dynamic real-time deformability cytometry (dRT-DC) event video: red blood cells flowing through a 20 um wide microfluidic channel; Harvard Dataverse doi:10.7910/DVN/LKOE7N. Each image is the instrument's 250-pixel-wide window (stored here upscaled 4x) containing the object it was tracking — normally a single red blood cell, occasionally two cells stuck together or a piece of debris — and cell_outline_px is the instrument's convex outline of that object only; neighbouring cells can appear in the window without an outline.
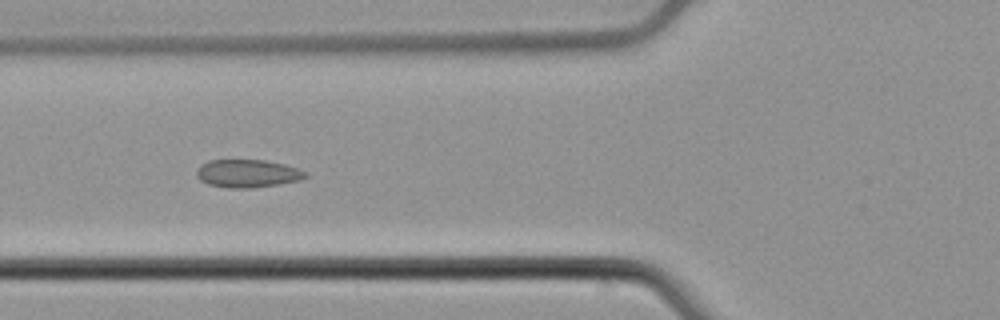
{"species": "common noctule bat (a hibernating species)", "species_latin": "Nyctalus noctula", "temperature_condition": "cold", "stored_images_in_passage": 7, "camera_frame_rate_fps": 3000, "um_per_image_px": 0.085, "animal": {"sex": "male", "body_mass_g": 21.5, "forearm_length_mm": 52.0}, "frame": {"image": 1, "passage_image": 6, "time_ms": 1.667, "image_size_px": [1000, 320], "cell_outline_px": [[308, 176], [300, 180], [252, 188], [228, 188], [208, 184], [200, 180], [196, 176], [196, 168], [200, 164], [208, 160], [264, 160], [284, 164], [308, 172]], "centroid_in_image_um": [21.0, 14.74], "position_along_channel_um": 104.8, "area_um2": 17.8}}
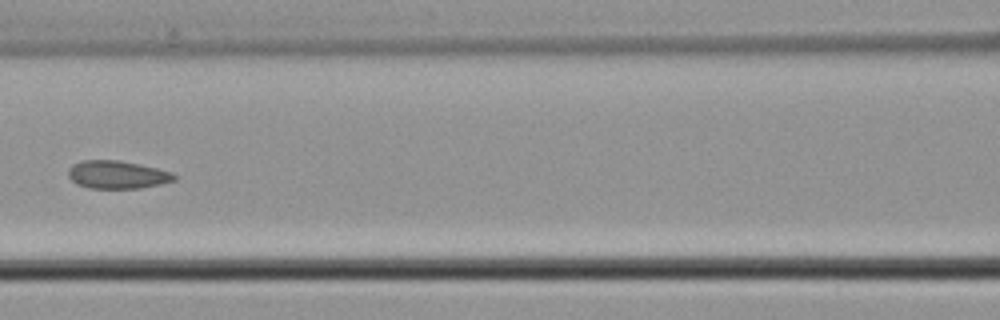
{"frame": {"image": 2, "passage_image": 7, "time_ms": 2.0, "image_size_px": [1000, 320], "cell_outline_px": [[176, 180], [160, 184], [140, 188], [88, 188], [76, 184], [68, 176], [68, 168], [72, 164], [84, 160], [116, 160], [140, 164], [172, 172], [176, 176]], "centroid_in_image_um": [9.95, 14.85], "position_along_channel_um": 156.7, "area_um2": 17.28}}